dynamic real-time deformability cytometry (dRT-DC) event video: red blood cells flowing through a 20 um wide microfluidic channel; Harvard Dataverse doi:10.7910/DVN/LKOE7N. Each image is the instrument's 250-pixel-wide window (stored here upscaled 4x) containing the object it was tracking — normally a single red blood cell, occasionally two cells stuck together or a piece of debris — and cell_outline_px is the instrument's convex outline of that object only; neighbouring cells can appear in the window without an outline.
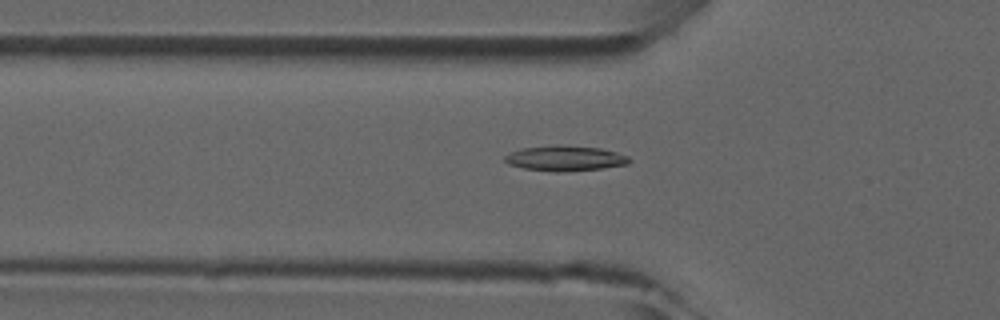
{"species": "common noctule bat (a hibernating species)", "species_latin": "Nyctalus noctula", "temperature_condition": "room temperature", "stored_images_in_passage": 46, "camera_frame_rate_fps": 3000, "um_per_image_px": 0.085, "animal": {"sex": "male", "forearm_length_mm": 52.5}, "frame": {"image": 1, "passage_image": 14, "time_ms": 4.333, "image_size_px": [1000, 320], "cell_outline_px": [[632, 160], [628, 164], [604, 168], [560, 172], [556, 172], [524, 168], [508, 164], [504, 160], [504, 156], [520, 148], [556, 144], [600, 148], [616, 152], [628, 156]], "centroid_in_image_um": [48.04, 13.45], "position_along_channel_um": 77.8, "area_um2": 18.44}}